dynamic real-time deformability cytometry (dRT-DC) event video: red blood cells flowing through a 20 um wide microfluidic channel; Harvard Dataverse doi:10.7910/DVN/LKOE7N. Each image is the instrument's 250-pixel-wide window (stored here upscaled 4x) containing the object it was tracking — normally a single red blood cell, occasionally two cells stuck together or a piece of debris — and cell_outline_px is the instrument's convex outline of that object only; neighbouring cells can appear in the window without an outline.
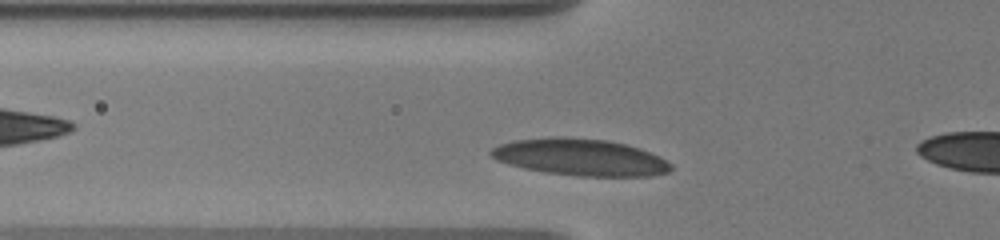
{"species": "human", "species_latin": "Homo sapiens", "temperature_condition": "warm", "stored_images_in_passage": 39, "camera_frame_rate_fps": 3000, "um_per_image_px": 0.085, "donor": {"sex": "male"}, "frame": {"image": 1, "passage_image": 9, "time_ms": 2.667, "image_size_px": [1000, 240], "cell_outline_px": [[672, 168], [668, 172], [652, 176], [580, 176], [544, 172], [524, 168], [508, 164], [496, 160], [488, 152], [492, 148], [500, 144], [512, 140], [552, 136], [568, 136], [608, 140], [628, 144], [640, 148], [660, 156], [672, 164]], "centroid_in_image_um": [49.33, 13.35], "position_along_channel_um": 76.5, "area_um2": 39.07}}
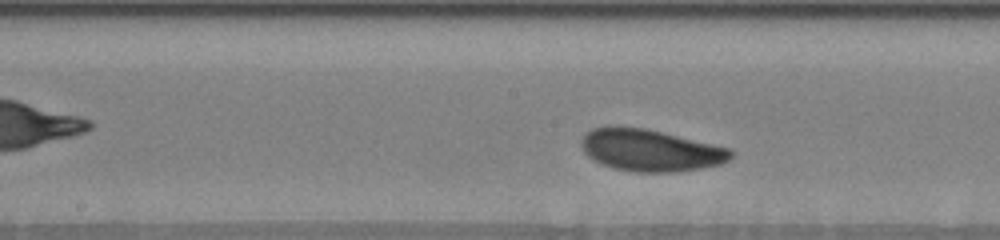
{"frame": {"image": 2, "passage_image": 19, "time_ms": 6.0, "image_size_px": [1000, 240], "cell_outline_px": [[736, 152], [728, 160], [720, 164], [704, 168], [676, 172], [636, 172], [616, 168], [604, 164], [588, 156], [584, 152], [580, 144], [580, 140], [592, 128], [644, 128], [732, 148]], "centroid_in_image_um": [55.36, 12.79], "position_along_channel_um": 192.8, "area_um2": 36.07}}
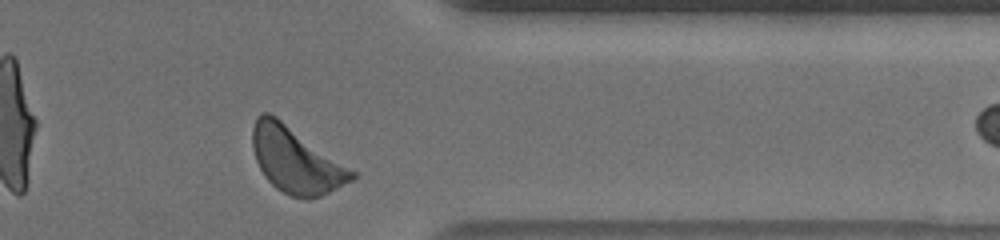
{"frame": {"image": 3, "passage_image": 36, "time_ms": 11.667, "image_size_px": [1000, 240], "cell_outline_px": [[356, 176], [352, 180], [320, 196], [308, 200], [292, 196], [276, 188], [264, 176], [256, 160], [252, 148], [252, 128], [256, 116], [260, 112], [268, 112], [276, 116], [356, 172]], "centroid_in_image_um": [25.11, 13.6], "position_along_channel_um": 386.3, "area_um2": 37.69}}